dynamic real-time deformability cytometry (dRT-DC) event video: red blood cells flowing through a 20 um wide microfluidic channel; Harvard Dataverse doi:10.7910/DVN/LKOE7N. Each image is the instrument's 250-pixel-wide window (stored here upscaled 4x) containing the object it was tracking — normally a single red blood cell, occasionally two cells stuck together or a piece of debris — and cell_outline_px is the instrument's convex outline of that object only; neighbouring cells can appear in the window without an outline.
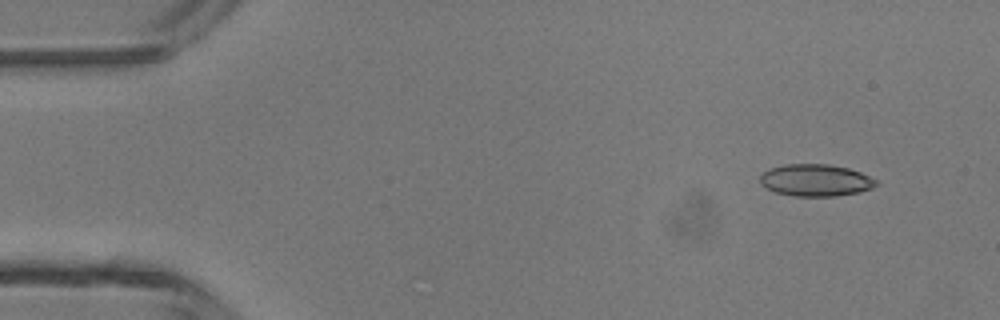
{"species": "common noctule bat (a hibernating species)", "species_latin": "Nyctalus noctula", "temperature_condition": "room temperature", "stored_images_in_passage": 6, "camera_frame_rate_fps": 3000, "um_per_image_px": 0.085, "animal": {"sex": "male", "body_mass_g": 13.3}, "frame": {"image": 1, "passage_image": 1, "time_ms": 0.0, "image_size_px": [1000, 320], "cell_outline_px": [[876, 184], [872, 188], [860, 192], [836, 196], [792, 196], [776, 192], [760, 184], [760, 176], [764, 172], [772, 168], [784, 164], [828, 164], [848, 168], [860, 172], [876, 180]], "centroid_in_image_um": [69.32, 15.32], "position_along_channel_um": 15.7, "area_um2": 21.5}}
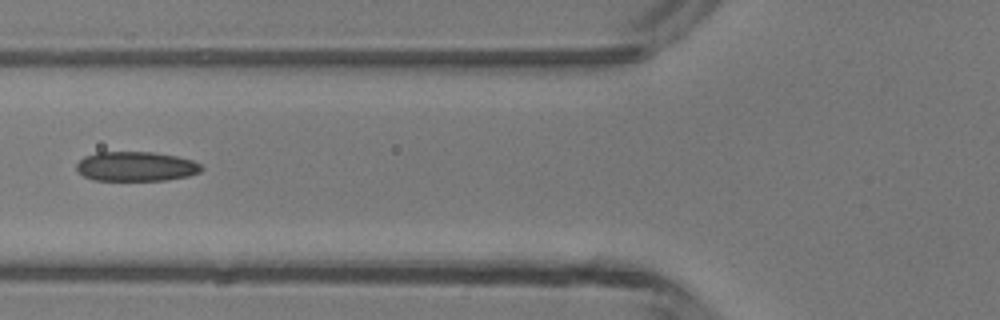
{"frame": {"image": 2, "passage_image": 5, "time_ms": 4.667, "image_size_px": [1000, 320], "cell_outline_px": [[204, 168], [200, 172], [188, 176], [164, 180], [92, 180], [84, 176], [76, 168], [76, 164], [84, 156], [96, 152], [152, 152], [176, 156], [192, 160], [200, 164]], "centroid_in_image_um": [11.55, 14.14], "position_along_channel_um": 114.2, "area_um2": 21.5}}
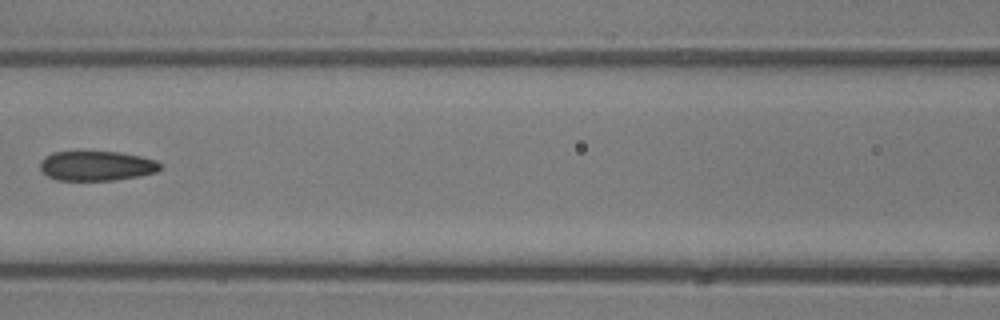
{"frame": {"image": 3, "passage_image": 6, "time_ms": 5.667, "image_size_px": [1000, 320], "cell_outline_px": [[160, 168], [156, 172], [140, 176], [116, 180], [56, 180], [48, 176], [40, 168], [40, 164], [44, 156], [52, 152], [120, 152], [140, 156], [156, 160], [160, 164]], "centroid_in_image_um": [8.21, 14.1], "position_along_channel_um": 158.4, "area_um2": 20.75}}